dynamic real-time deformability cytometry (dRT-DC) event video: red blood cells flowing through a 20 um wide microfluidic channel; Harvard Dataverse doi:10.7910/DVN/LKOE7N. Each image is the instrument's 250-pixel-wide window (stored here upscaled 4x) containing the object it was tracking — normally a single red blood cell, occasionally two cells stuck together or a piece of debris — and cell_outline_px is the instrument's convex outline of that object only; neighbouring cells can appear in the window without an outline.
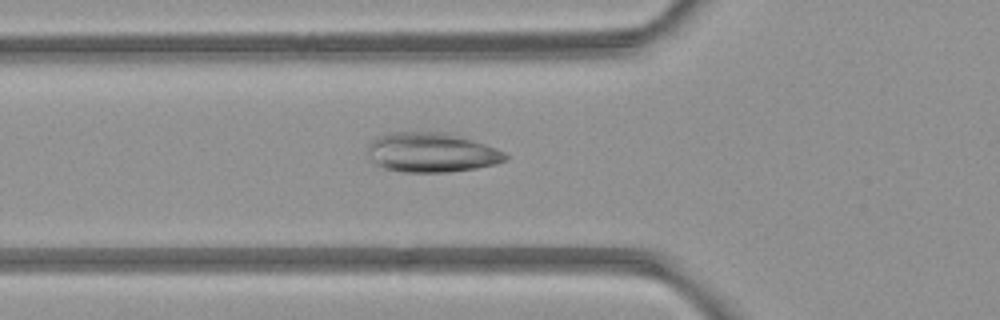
{"species": "common noctule bat (a hibernating species)", "species_latin": "Nyctalus noctula", "temperature_condition": "room temperature", "stored_images_in_passage": 6, "camera_frame_rate_fps": 3000, "um_per_image_px": 0.085, "animal": {"sex": "female", "body_mass_g": 21.9}, "frame": {"image": 1, "passage_image": 6, "time_ms": 6.0, "image_size_px": [1000, 320], "cell_outline_px": [[508, 160], [496, 164], [476, 168], [448, 172], [400, 172], [384, 168], [368, 160], [368, 144], [376, 136], [388, 132], [444, 132], [472, 140], [496, 148], [504, 152], [508, 156]], "centroid_in_image_um": [36.63, 12.96], "position_along_channel_um": 89.2, "area_um2": 31.96}}